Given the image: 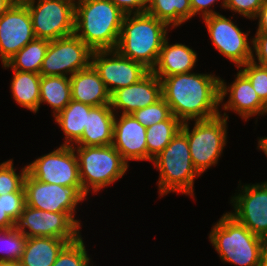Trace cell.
Listing matches in <instances>:
<instances>
[{"instance_id":"9c48e42d","label":"cell","mask_w":267,"mask_h":266,"mask_svg":"<svg viewBox=\"0 0 267 266\" xmlns=\"http://www.w3.org/2000/svg\"><path fill=\"white\" fill-rule=\"evenodd\" d=\"M26 205L49 212L68 213L75 219L77 205L86 200L82 186H62L38 181L27 173L24 180Z\"/></svg>"},{"instance_id":"4fadbf2b","label":"cell","mask_w":267,"mask_h":266,"mask_svg":"<svg viewBox=\"0 0 267 266\" xmlns=\"http://www.w3.org/2000/svg\"><path fill=\"white\" fill-rule=\"evenodd\" d=\"M28 173L45 183L62 186H82L78 158L73 146L60 145L52 152L27 165Z\"/></svg>"},{"instance_id":"d6986e66","label":"cell","mask_w":267,"mask_h":266,"mask_svg":"<svg viewBox=\"0 0 267 266\" xmlns=\"http://www.w3.org/2000/svg\"><path fill=\"white\" fill-rule=\"evenodd\" d=\"M117 116L115 114L112 146L127 163L147 161L146 128L132 114Z\"/></svg>"},{"instance_id":"e575fe53","label":"cell","mask_w":267,"mask_h":266,"mask_svg":"<svg viewBox=\"0 0 267 266\" xmlns=\"http://www.w3.org/2000/svg\"><path fill=\"white\" fill-rule=\"evenodd\" d=\"M26 205L24 187L18 192L2 195V206L9 217L16 223Z\"/></svg>"},{"instance_id":"7402d4cb","label":"cell","mask_w":267,"mask_h":266,"mask_svg":"<svg viewBox=\"0 0 267 266\" xmlns=\"http://www.w3.org/2000/svg\"><path fill=\"white\" fill-rule=\"evenodd\" d=\"M115 112L111 105L93 106L87 113V126L81 139L73 146L112 145Z\"/></svg>"},{"instance_id":"f35d334b","label":"cell","mask_w":267,"mask_h":266,"mask_svg":"<svg viewBox=\"0 0 267 266\" xmlns=\"http://www.w3.org/2000/svg\"><path fill=\"white\" fill-rule=\"evenodd\" d=\"M215 1L219 0H190L191 2V10H192V17L201 13L202 19L204 17L217 14L216 11L212 10L210 7H213ZM226 0H222L221 5L224 8Z\"/></svg>"},{"instance_id":"4dcf8cb0","label":"cell","mask_w":267,"mask_h":266,"mask_svg":"<svg viewBox=\"0 0 267 266\" xmlns=\"http://www.w3.org/2000/svg\"><path fill=\"white\" fill-rule=\"evenodd\" d=\"M82 236L67 243L52 266H91Z\"/></svg>"},{"instance_id":"7bdbcfd3","label":"cell","mask_w":267,"mask_h":266,"mask_svg":"<svg viewBox=\"0 0 267 266\" xmlns=\"http://www.w3.org/2000/svg\"><path fill=\"white\" fill-rule=\"evenodd\" d=\"M259 150H262L264 154L267 157V137L258 138V148Z\"/></svg>"},{"instance_id":"52a82bcc","label":"cell","mask_w":267,"mask_h":266,"mask_svg":"<svg viewBox=\"0 0 267 266\" xmlns=\"http://www.w3.org/2000/svg\"><path fill=\"white\" fill-rule=\"evenodd\" d=\"M228 118L224 112L210 119L194 120L191 131L190 122L182 123L181 131L187 136L192 163L200 175L218 164L227 141Z\"/></svg>"},{"instance_id":"2e32d148","label":"cell","mask_w":267,"mask_h":266,"mask_svg":"<svg viewBox=\"0 0 267 266\" xmlns=\"http://www.w3.org/2000/svg\"><path fill=\"white\" fill-rule=\"evenodd\" d=\"M35 38L27 5L22 0H16L0 16V59L2 64H6Z\"/></svg>"},{"instance_id":"83f0119b","label":"cell","mask_w":267,"mask_h":266,"mask_svg":"<svg viewBox=\"0 0 267 266\" xmlns=\"http://www.w3.org/2000/svg\"><path fill=\"white\" fill-rule=\"evenodd\" d=\"M49 46V41L35 38L19 50L3 68L34 72L40 74L42 63Z\"/></svg>"},{"instance_id":"60d3db41","label":"cell","mask_w":267,"mask_h":266,"mask_svg":"<svg viewBox=\"0 0 267 266\" xmlns=\"http://www.w3.org/2000/svg\"><path fill=\"white\" fill-rule=\"evenodd\" d=\"M16 227V223L3 211L2 195H0V229H9Z\"/></svg>"},{"instance_id":"44dd1931","label":"cell","mask_w":267,"mask_h":266,"mask_svg":"<svg viewBox=\"0 0 267 266\" xmlns=\"http://www.w3.org/2000/svg\"><path fill=\"white\" fill-rule=\"evenodd\" d=\"M72 99L91 106L108 105L111 94L92 65L70 76Z\"/></svg>"},{"instance_id":"f6af8a7d","label":"cell","mask_w":267,"mask_h":266,"mask_svg":"<svg viewBox=\"0 0 267 266\" xmlns=\"http://www.w3.org/2000/svg\"><path fill=\"white\" fill-rule=\"evenodd\" d=\"M5 266H20V264L17 263H5Z\"/></svg>"},{"instance_id":"603a6c76","label":"cell","mask_w":267,"mask_h":266,"mask_svg":"<svg viewBox=\"0 0 267 266\" xmlns=\"http://www.w3.org/2000/svg\"><path fill=\"white\" fill-rule=\"evenodd\" d=\"M67 243L54 237H29L18 263L20 266H52Z\"/></svg>"},{"instance_id":"f546056e","label":"cell","mask_w":267,"mask_h":266,"mask_svg":"<svg viewBox=\"0 0 267 266\" xmlns=\"http://www.w3.org/2000/svg\"><path fill=\"white\" fill-rule=\"evenodd\" d=\"M26 236L16 227L0 229V263H17L22 257Z\"/></svg>"},{"instance_id":"3957f363","label":"cell","mask_w":267,"mask_h":266,"mask_svg":"<svg viewBox=\"0 0 267 266\" xmlns=\"http://www.w3.org/2000/svg\"><path fill=\"white\" fill-rule=\"evenodd\" d=\"M168 28L165 22L147 12L125 14L116 50L151 71L158 60Z\"/></svg>"},{"instance_id":"30bf717a","label":"cell","mask_w":267,"mask_h":266,"mask_svg":"<svg viewBox=\"0 0 267 266\" xmlns=\"http://www.w3.org/2000/svg\"><path fill=\"white\" fill-rule=\"evenodd\" d=\"M16 228L29 237H54L68 243L77 240L80 234V221L68 213L49 212L25 205ZM28 228V231L26 229Z\"/></svg>"},{"instance_id":"ba28073f","label":"cell","mask_w":267,"mask_h":266,"mask_svg":"<svg viewBox=\"0 0 267 266\" xmlns=\"http://www.w3.org/2000/svg\"><path fill=\"white\" fill-rule=\"evenodd\" d=\"M22 1L27 5L36 38L53 41L74 34L75 0Z\"/></svg>"},{"instance_id":"277c9868","label":"cell","mask_w":267,"mask_h":266,"mask_svg":"<svg viewBox=\"0 0 267 266\" xmlns=\"http://www.w3.org/2000/svg\"><path fill=\"white\" fill-rule=\"evenodd\" d=\"M209 239L221 261L238 266H260L265 240L228 212L214 224Z\"/></svg>"},{"instance_id":"ffe728a7","label":"cell","mask_w":267,"mask_h":266,"mask_svg":"<svg viewBox=\"0 0 267 266\" xmlns=\"http://www.w3.org/2000/svg\"><path fill=\"white\" fill-rule=\"evenodd\" d=\"M164 40L156 65L152 72L161 80L164 77L189 73L195 68L197 53L181 43L169 44Z\"/></svg>"},{"instance_id":"7a4b0ae2","label":"cell","mask_w":267,"mask_h":266,"mask_svg":"<svg viewBox=\"0 0 267 266\" xmlns=\"http://www.w3.org/2000/svg\"><path fill=\"white\" fill-rule=\"evenodd\" d=\"M123 13L110 0H75V30L92 51L116 49Z\"/></svg>"},{"instance_id":"d6a6232c","label":"cell","mask_w":267,"mask_h":266,"mask_svg":"<svg viewBox=\"0 0 267 266\" xmlns=\"http://www.w3.org/2000/svg\"><path fill=\"white\" fill-rule=\"evenodd\" d=\"M132 115L145 128L151 125L167 120L171 115L170 106L161 98L156 103L135 110Z\"/></svg>"},{"instance_id":"8d00e7d4","label":"cell","mask_w":267,"mask_h":266,"mask_svg":"<svg viewBox=\"0 0 267 266\" xmlns=\"http://www.w3.org/2000/svg\"><path fill=\"white\" fill-rule=\"evenodd\" d=\"M252 43V61L267 67V33H256L252 38Z\"/></svg>"},{"instance_id":"8fae6325","label":"cell","mask_w":267,"mask_h":266,"mask_svg":"<svg viewBox=\"0 0 267 266\" xmlns=\"http://www.w3.org/2000/svg\"><path fill=\"white\" fill-rule=\"evenodd\" d=\"M92 54L93 51L75 34L49 41L40 75L70 77L91 65Z\"/></svg>"},{"instance_id":"5b68a950","label":"cell","mask_w":267,"mask_h":266,"mask_svg":"<svg viewBox=\"0 0 267 266\" xmlns=\"http://www.w3.org/2000/svg\"><path fill=\"white\" fill-rule=\"evenodd\" d=\"M152 162L160 172L159 196L170 192L194 195V179L201 175L192 163L187 136L181 130Z\"/></svg>"},{"instance_id":"d4e9b609","label":"cell","mask_w":267,"mask_h":266,"mask_svg":"<svg viewBox=\"0 0 267 266\" xmlns=\"http://www.w3.org/2000/svg\"><path fill=\"white\" fill-rule=\"evenodd\" d=\"M11 92L13 99L21 107L37 113L40 102L41 75L34 72L13 70Z\"/></svg>"},{"instance_id":"9a60e30c","label":"cell","mask_w":267,"mask_h":266,"mask_svg":"<svg viewBox=\"0 0 267 266\" xmlns=\"http://www.w3.org/2000/svg\"><path fill=\"white\" fill-rule=\"evenodd\" d=\"M91 65L110 94L138 82L150 71L142 63L126 58L116 49L93 51Z\"/></svg>"},{"instance_id":"5bb4252c","label":"cell","mask_w":267,"mask_h":266,"mask_svg":"<svg viewBox=\"0 0 267 266\" xmlns=\"http://www.w3.org/2000/svg\"><path fill=\"white\" fill-rule=\"evenodd\" d=\"M231 197L234 212H228L256 236L267 240V181L240 186Z\"/></svg>"},{"instance_id":"ee69618b","label":"cell","mask_w":267,"mask_h":266,"mask_svg":"<svg viewBox=\"0 0 267 266\" xmlns=\"http://www.w3.org/2000/svg\"><path fill=\"white\" fill-rule=\"evenodd\" d=\"M260 266H267V240L265 241V245L263 247Z\"/></svg>"},{"instance_id":"6da1fadb","label":"cell","mask_w":267,"mask_h":266,"mask_svg":"<svg viewBox=\"0 0 267 266\" xmlns=\"http://www.w3.org/2000/svg\"><path fill=\"white\" fill-rule=\"evenodd\" d=\"M220 79L211 73L194 72L164 77L162 98L182 123L210 119L221 113Z\"/></svg>"},{"instance_id":"8992f818","label":"cell","mask_w":267,"mask_h":266,"mask_svg":"<svg viewBox=\"0 0 267 266\" xmlns=\"http://www.w3.org/2000/svg\"><path fill=\"white\" fill-rule=\"evenodd\" d=\"M78 158L79 176L84 193H96L125 175L129 167L112 146H73Z\"/></svg>"},{"instance_id":"d590c367","label":"cell","mask_w":267,"mask_h":266,"mask_svg":"<svg viewBox=\"0 0 267 266\" xmlns=\"http://www.w3.org/2000/svg\"><path fill=\"white\" fill-rule=\"evenodd\" d=\"M263 2L264 0H226L224 8L254 21Z\"/></svg>"},{"instance_id":"e0dca14e","label":"cell","mask_w":267,"mask_h":266,"mask_svg":"<svg viewBox=\"0 0 267 266\" xmlns=\"http://www.w3.org/2000/svg\"><path fill=\"white\" fill-rule=\"evenodd\" d=\"M161 98V80L149 71L138 82L114 91L111 94L110 105L116 115L118 109H122V114H132L135 110L152 105Z\"/></svg>"},{"instance_id":"cb8c5ba5","label":"cell","mask_w":267,"mask_h":266,"mask_svg":"<svg viewBox=\"0 0 267 266\" xmlns=\"http://www.w3.org/2000/svg\"><path fill=\"white\" fill-rule=\"evenodd\" d=\"M92 107L71 99L67 106L54 117L65 134L62 145L73 146L81 139L84 126H87V113Z\"/></svg>"},{"instance_id":"f1b7e54d","label":"cell","mask_w":267,"mask_h":266,"mask_svg":"<svg viewBox=\"0 0 267 266\" xmlns=\"http://www.w3.org/2000/svg\"><path fill=\"white\" fill-rule=\"evenodd\" d=\"M182 122L173 114L162 122L146 128L147 161L155 158L181 130Z\"/></svg>"},{"instance_id":"7c38bea8","label":"cell","mask_w":267,"mask_h":266,"mask_svg":"<svg viewBox=\"0 0 267 266\" xmlns=\"http://www.w3.org/2000/svg\"><path fill=\"white\" fill-rule=\"evenodd\" d=\"M212 44L228 60L240 66L252 61V40L230 19L219 12L203 18ZM251 44V46H250Z\"/></svg>"},{"instance_id":"836d02e7","label":"cell","mask_w":267,"mask_h":266,"mask_svg":"<svg viewBox=\"0 0 267 266\" xmlns=\"http://www.w3.org/2000/svg\"><path fill=\"white\" fill-rule=\"evenodd\" d=\"M239 68L251 82L260 100L267 106V67L249 61Z\"/></svg>"},{"instance_id":"ac0fdd59","label":"cell","mask_w":267,"mask_h":266,"mask_svg":"<svg viewBox=\"0 0 267 266\" xmlns=\"http://www.w3.org/2000/svg\"><path fill=\"white\" fill-rule=\"evenodd\" d=\"M228 93L229 98L227 102L223 103ZM220 104H222L223 110L234 111L245 121L249 117L266 114L267 109L249 79L240 70L231 85H227L224 79H220Z\"/></svg>"},{"instance_id":"b9f144b4","label":"cell","mask_w":267,"mask_h":266,"mask_svg":"<svg viewBox=\"0 0 267 266\" xmlns=\"http://www.w3.org/2000/svg\"><path fill=\"white\" fill-rule=\"evenodd\" d=\"M16 0H0V16L4 14Z\"/></svg>"},{"instance_id":"ab89813d","label":"cell","mask_w":267,"mask_h":266,"mask_svg":"<svg viewBox=\"0 0 267 266\" xmlns=\"http://www.w3.org/2000/svg\"><path fill=\"white\" fill-rule=\"evenodd\" d=\"M254 19H258L256 33H267V0H264L262 7Z\"/></svg>"},{"instance_id":"1f68e13d","label":"cell","mask_w":267,"mask_h":266,"mask_svg":"<svg viewBox=\"0 0 267 266\" xmlns=\"http://www.w3.org/2000/svg\"><path fill=\"white\" fill-rule=\"evenodd\" d=\"M13 165V159L0 164V195L18 192L24 187V180L28 173L27 165L18 174Z\"/></svg>"},{"instance_id":"4316f807","label":"cell","mask_w":267,"mask_h":266,"mask_svg":"<svg viewBox=\"0 0 267 266\" xmlns=\"http://www.w3.org/2000/svg\"><path fill=\"white\" fill-rule=\"evenodd\" d=\"M146 12L173 28L192 18L190 0H149Z\"/></svg>"},{"instance_id":"484cf974","label":"cell","mask_w":267,"mask_h":266,"mask_svg":"<svg viewBox=\"0 0 267 266\" xmlns=\"http://www.w3.org/2000/svg\"><path fill=\"white\" fill-rule=\"evenodd\" d=\"M70 77L64 76H41L40 102L47 103L53 109V116L60 113L71 101Z\"/></svg>"},{"instance_id":"74e56055","label":"cell","mask_w":267,"mask_h":266,"mask_svg":"<svg viewBox=\"0 0 267 266\" xmlns=\"http://www.w3.org/2000/svg\"><path fill=\"white\" fill-rule=\"evenodd\" d=\"M125 14L144 13L147 11L149 0H110Z\"/></svg>"}]
</instances>
